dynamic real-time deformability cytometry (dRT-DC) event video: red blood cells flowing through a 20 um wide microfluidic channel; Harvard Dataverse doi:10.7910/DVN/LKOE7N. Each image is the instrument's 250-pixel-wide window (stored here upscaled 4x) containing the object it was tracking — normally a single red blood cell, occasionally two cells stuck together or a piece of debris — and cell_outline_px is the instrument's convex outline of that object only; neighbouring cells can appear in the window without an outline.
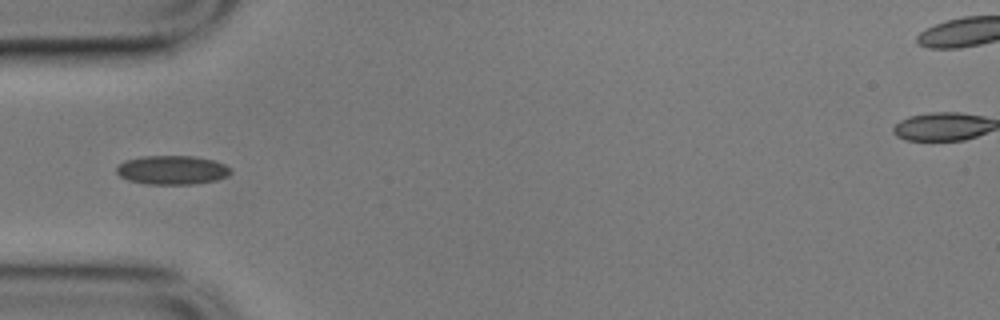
{"species": "common noctule bat (a hibernating species)", "species_latin": "Nyctalus noctula", "temperature_condition": "cold", "stored_images_in_passage": 11, "camera_frame_rate_fps": 3000, "um_per_image_px": 0.085, "animal": {"sex": "male", "body_mass_g": 17.9}, "frame": {"image": 1, "passage_image": 1, "time_ms": 0.0, "image_size_px": [1000, 320], "cell_outline_px": [[232, 172], [228, 176], [216, 180], [192, 184], [148, 184], [128, 180], [120, 176], [116, 172], [116, 168], [124, 160], [144, 156], [192, 156], [212, 160], [224, 164], [232, 168]], "centroid_in_image_um": [14.64, 14.45], "position_along_channel_um": 70.4, "area_um2": 19.25}}
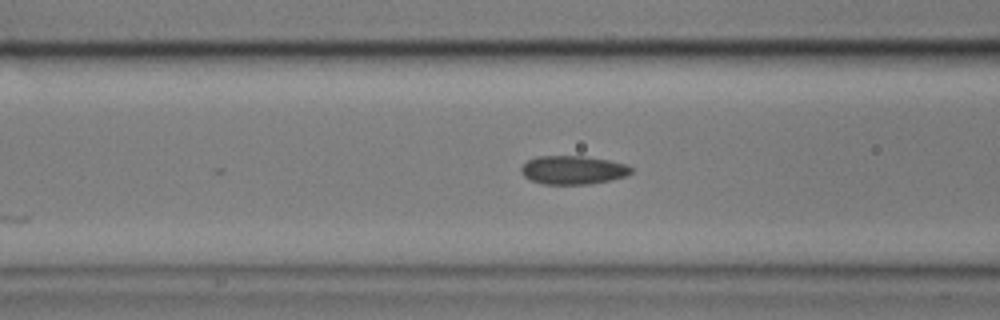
{"frame": {"image": 2, "passage_image": 5, "time_ms": 1.333, "image_size_px": [1000, 320], "cell_outline_px": [[632, 172], [628, 176], [612, 180], [588, 184], [544, 184], [532, 180], [524, 176], [520, 172], [520, 168], [528, 160], [536, 156], [584, 156], [608, 160], [628, 164], [632, 168]], "centroid_in_image_um": [48.73, 14.45], "position_along_channel_um": 117.9, "area_um2": 18.44}}